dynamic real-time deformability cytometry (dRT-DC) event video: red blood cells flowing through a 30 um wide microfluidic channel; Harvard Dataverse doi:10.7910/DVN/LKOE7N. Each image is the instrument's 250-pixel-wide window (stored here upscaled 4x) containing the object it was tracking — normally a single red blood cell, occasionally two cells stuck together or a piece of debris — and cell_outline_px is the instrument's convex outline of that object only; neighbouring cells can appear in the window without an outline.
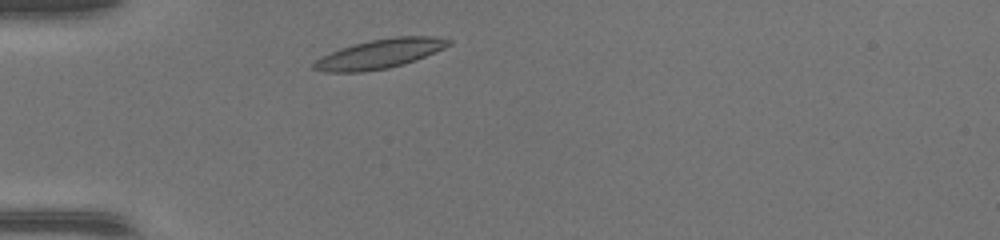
{"species": "common noctule bat (a hibernating species)", "species_latin": "Nyctalus noctula", "temperature_condition": "warm", "stored_images_in_passage": 35, "camera_frame_rate_fps": 3000, "um_per_image_px": 0.085, "animal": {"sex": "female", "body_mass_g": 17.0, "forearm_length_mm": 48.0}, "frame": {"image": 1, "passage_image": 1, "time_ms": 0.0, "image_size_px": [1000, 240], "cell_outline_px": [[452, 44], [444, 48], [404, 64], [388, 68], [364, 72], [328, 72], [312, 68], [312, 64], [316, 60], [340, 48], [372, 40], [396, 36], [436, 36], [452, 40]], "centroid_in_image_um": [32.32, 4.57], "position_along_channel_um": 52.7, "area_um2": 22.72}}
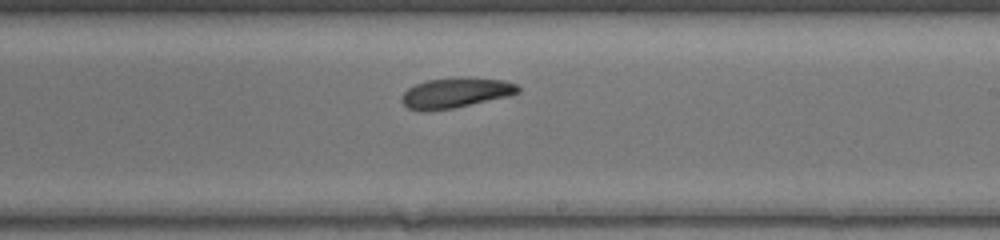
{"frame": {"image": 2, "passage_image": 16, "time_ms": 5.0, "image_size_px": [1000, 240], "cell_outline_px": [[520, 92], [508, 96], [452, 108], [428, 112], [424, 112], [408, 108], [400, 100], [404, 92], [408, 88], [416, 84], [428, 80], [504, 80], [516, 84], [520, 88]], "centroid_in_image_um": [38.67, 7.95], "position_along_channel_um": 250.3, "area_um2": 19.48}}
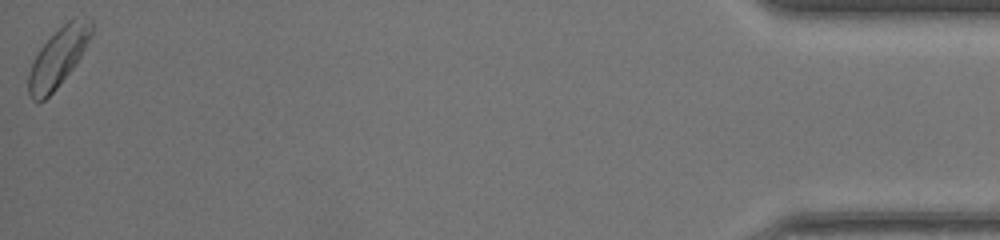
{"frame": {"image": 3, "passage_image": 35, "time_ms": 11.333, "image_size_px": [1000, 240], "cell_outline_px": [[92, 36], [76, 64], [56, 88], [44, 100], [32, 100], [28, 92], [28, 76], [32, 64], [40, 48], [68, 20], [92, 20]], "centroid_in_image_um": [4.95, 4.91], "position_along_channel_um": 430.3, "area_um2": 20.75}, "authors_computed_cell_mechanics": {"area_um2": 20.9236, "velocity_mm_per_s": 4.2848, "shape_relaxation_time_tau1_ms": 2.8709, "shape_relaxation_time_tau2_ms": 9.7466, "deformation_change_tau1": 0.1011, "deformation_change_tau2": 0.2225}}